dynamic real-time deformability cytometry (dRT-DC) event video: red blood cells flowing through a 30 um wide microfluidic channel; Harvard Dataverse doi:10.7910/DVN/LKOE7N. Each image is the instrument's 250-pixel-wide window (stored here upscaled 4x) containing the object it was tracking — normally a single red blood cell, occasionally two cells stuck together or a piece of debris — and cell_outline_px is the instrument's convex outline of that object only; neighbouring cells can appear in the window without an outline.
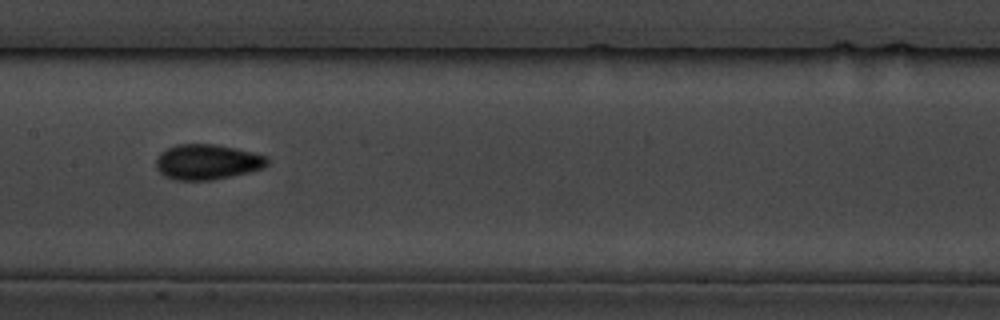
{"species": "common noctule bat (a hibernating species)", "species_latin": "Nyctalus noctula", "temperature_condition": "cold", "stored_images_in_passage": 13, "camera_frame_rate_fps": 3000, "um_per_image_px": 0.085, "animal": {"sex": "male", "body_mass_g": 19.5, "forearm_length_mm": 54.6}, "frame": {"image": 1, "passage_image": 6, "time_ms": 5.667, "image_size_px": [1000, 320], "cell_outline_px": [[268, 164], [264, 168], [248, 172], [212, 180], [176, 180], [164, 176], [156, 168], [156, 160], [160, 152], [176, 144], [212, 144], [236, 148], [268, 156]], "centroid_in_image_um": [17.61, 13.76], "position_along_channel_um": 189.8, "area_um2": 22.89}}
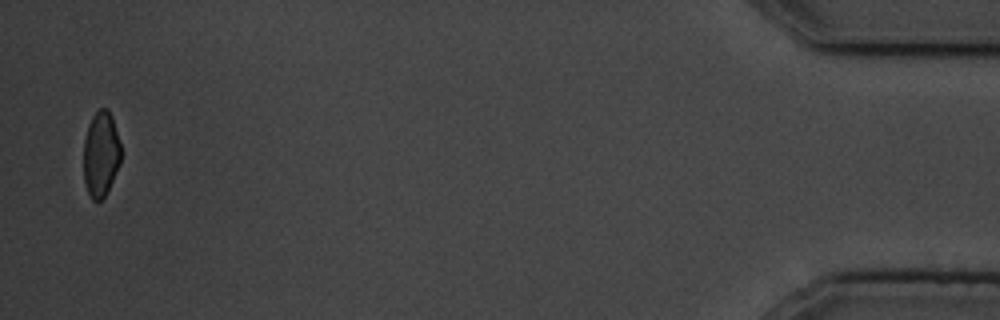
{"frame": {"image": 2, "passage_image": 13, "time_ms": 14.667, "image_size_px": [1000, 320], "cell_outline_px": [[120, 164], [104, 196], [100, 200], [92, 200], [88, 192], [84, 180], [84, 140], [88, 124], [92, 116], [100, 108], [108, 108], [112, 116], [120, 144]], "centroid_in_image_um": [8.56, 13.06], "position_along_channel_um": 426.6, "area_um2": 18.38}, "authors_computed_cell_mechanics": {"area_um2": 21.1548, "velocity_mm_per_s": 3.5819, "shape_relaxation_time_tau1_ms": 4.0884, "shape_relaxation_time_tau2_ms": null, "deformation_change_tau1": 0.0858, "deformation_change_tau2": null}}